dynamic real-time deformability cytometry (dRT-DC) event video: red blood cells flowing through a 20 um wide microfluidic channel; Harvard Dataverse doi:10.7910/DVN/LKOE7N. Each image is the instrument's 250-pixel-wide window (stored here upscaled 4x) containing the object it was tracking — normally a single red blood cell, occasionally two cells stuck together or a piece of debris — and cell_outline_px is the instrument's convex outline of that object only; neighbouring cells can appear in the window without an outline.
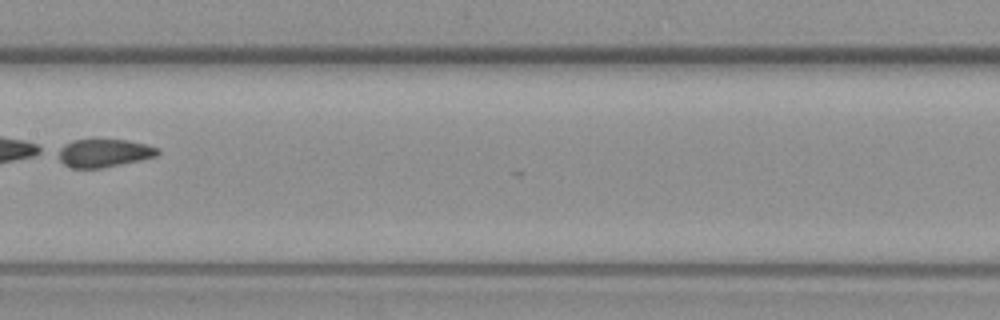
{"species": "common noctule bat (a hibernating species)", "species_latin": "Nyctalus noctula", "temperature_condition": "warm", "stored_images_in_passage": 6, "segment_of_instrument_passage": [2, 2], "camera_frame_rate_fps": 3000, "um_per_image_px": 0.085, "animal": {"sex": "female", "body_mass_g": 19.3, "forearm_length_mm": 54.1}, "frame": {"image": 1, "passage_image": 5, "time_ms": 6.0, "image_size_px": [1000, 320], "cell_outline_px": [[160, 152], [156, 156], [140, 160], [100, 168], [72, 168], [64, 164], [52, 152], [56, 148], [72, 140], [92, 136], [128, 140], [160, 148]], "centroid_in_image_um": [8.72, 12.95], "position_along_channel_um": 198.7, "area_um2": 17.28}}